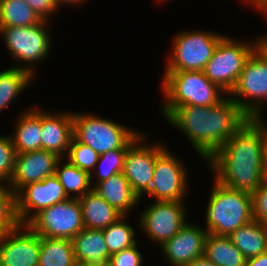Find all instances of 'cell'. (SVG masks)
I'll return each instance as SVG.
<instances>
[{"instance_id":"25","label":"cell","mask_w":267,"mask_h":266,"mask_svg":"<svg viewBox=\"0 0 267 266\" xmlns=\"http://www.w3.org/2000/svg\"><path fill=\"white\" fill-rule=\"evenodd\" d=\"M62 162L63 158L57 163L55 175L69 198L79 199L93 189L89 172L79 169L68 160Z\"/></svg>"},{"instance_id":"15","label":"cell","mask_w":267,"mask_h":266,"mask_svg":"<svg viewBox=\"0 0 267 266\" xmlns=\"http://www.w3.org/2000/svg\"><path fill=\"white\" fill-rule=\"evenodd\" d=\"M40 241L27 224L0 235V266H38Z\"/></svg>"},{"instance_id":"16","label":"cell","mask_w":267,"mask_h":266,"mask_svg":"<svg viewBox=\"0 0 267 266\" xmlns=\"http://www.w3.org/2000/svg\"><path fill=\"white\" fill-rule=\"evenodd\" d=\"M61 159L57 154L44 149L16 153L14 170L8 183L16 194L23 186L39 182L55 175L56 166Z\"/></svg>"},{"instance_id":"42","label":"cell","mask_w":267,"mask_h":266,"mask_svg":"<svg viewBox=\"0 0 267 266\" xmlns=\"http://www.w3.org/2000/svg\"><path fill=\"white\" fill-rule=\"evenodd\" d=\"M74 266H108L107 264H98V263H85L76 261Z\"/></svg>"},{"instance_id":"27","label":"cell","mask_w":267,"mask_h":266,"mask_svg":"<svg viewBox=\"0 0 267 266\" xmlns=\"http://www.w3.org/2000/svg\"><path fill=\"white\" fill-rule=\"evenodd\" d=\"M34 78L28 71L16 66L0 71V112L18 99Z\"/></svg>"},{"instance_id":"26","label":"cell","mask_w":267,"mask_h":266,"mask_svg":"<svg viewBox=\"0 0 267 266\" xmlns=\"http://www.w3.org/2000/svg\"><path fill=\"white\" fill-rule=\"evenodd\" d=\"M75 262L70 239L41 237L38 266H74Z\"/></svg>"},{"instance_id":"4","label":"cell","mask_w":267,"mask_h":266,"mask_svg":"<svg viewBox=\"0 0 267 266\" xmlns=\"http://www.w3.org/2000/svg\"><path fill=\"white\" fill-rule=\"evenodd\" d=\"M206 208V230L210 234L229 236L239 227L252 221L253 197L251 193L232 189L216 179Z\"/></svg>"},{"instance_id":"9","label":"cell","mask_w":267,"mask_h":266,"mask_svg":"<svg viewBox=\"0 0 267 266\" xmlns=\"http://www.w3.org/2000/svg\"><path fill=\"white\" fill-rule=\"evenodd\" d=\"M256 48V39L246 44L225 35L219 41L202 72L212 83L217 84L226 94H229L247 59Z\"/></svg>"},{"instance_id":"24","label":"cell","mask_w":267,"mask_h":266,"mask_svg":"<svg viewBox=\"0 0 267 266\" xmlns=\"http://www.w3.org/2000/svg\"><path fill=\"white\" fill-rule=\"evenodd\" d=\"M204 255L218 266H244L245 257L228 236L208 233Z\"/></svg>"},{"instance_id":"3","label":"cell","mask_w":267,"mask_h":266,"mask_svg":"<svg viewBox=\"0 0 267 266\" xmlns=\"http://www.w3.org/2000/svg\"><path fill=\"white\" fill-rule=\"evenodd\" d=\"M162 77L161 90L165 100L161 112L164 119L180 106H213L225 98L226 92L202 71L164 72Z\"/></svg>"},{"instance_id":"39","label":"cell","mask_w":267,"mask_h":266,"mask_svg":"<svg viewBox=\"0 0 267 266\" xmlns=\"http://www.w3.org/2000/svg\"><path fill=\"white\" fill-rule=\"evenodd\" d=\"M257 48L263 53V55L267 58V34L257 37Z\"/></svg>"},{"instance_id":"6","label":"cell","mask_w":267,"mask_h":266,"mask_svg":"<svg viewBox=\"0 0 267 266\" xmlns=\"http://www.w3.org/2000/svg\"><path fill=\"white\" fill-rule=\"evenodd\" d=\"M49 22L43 20L28 27L0 28V37H4V43L12 59L25 63V66L16 67L28 71L33 77L36 74L34 65L47 59L51 51L52 38L48 31Z\"/></svg>"},{"instance_id":"19","label":"cell","mask_w":267,"mask_h":266,"mask_svg":"<svg viewBox=\"0 0 267 266\" xmlns=\"http://www.w3.org/2000/svg\"><path fill=\"white\" fill-rule=\"evenodd\" d=\"M27 110L19 115L15 130L10 134L16 153L42 149L41 109L30 107Z\"/></svg>"},{"instance_id":"8","label":"cell","mask_w":267,"mask_h":266,"mask_svg":"<svg viewBox=\"0 0 267 266\" xmlns=\"http://www.w3.org/2000/svg\"><path fill=\"white\" fill-rule=\"evenodd\" d=\"M229 94L249 118L262 119V107L267 103V58L258 48L247 59Z\"/></svg>"},{"instance_id":"38","label":"cell","mask_w":267,"mask_h":266,"mask_svg":"<svg viewBox=\"0 0 267 266\" xmlns=\"http://www.w3.org/2000/svg\"><path fill=\"white\" fill-rule=\"evenodd\" d=\"M187 266H218L217 264L210 261L205 255L195 258Z\"/></svg>"},{"instance_id":"11","label":"cell","mask_w":267,"mask_h":266,"mask_svg":"<svg viewBox=\"0 0 267 266\" xmlns=\"http://www.w3.org/2000/svg\"><path fill=\"white\" fill-rule=\"evenodd\" d=\"M184 201H154L138 216V223L149 240L162 246L188 221Z\"/></svg>"},{"instance_id":"23","label":"cell","mask_w":267,"mask_h":266,"mask_svg":"<svg viewBox=\"0 0 267 266\" xmlns=\"http://www.w3.org/2000/svg\"><path fill=\"white\" fill-rule=\"evenodd\" d=\"M228 237L246 260L267 252V225L255 219L239 227Z\"/></svg>"},{"instance_id":"41","label":"cell","mask_w":267,"mask_h":266,"mask_svg":"<svg viewBox=\"0 0 267 266\" xmlns=\"http://www.w3.org/2000/svg\"><path fill=\"white\" fill-rule=\"evenodd\" d=\"M88 1V0H86ZM85 0H56L57 6L60 8V6L62 7L63 4H69L70 6L73 5H77V4H83L84 2H86Z\"/></svg>"},{"instance_id":"37","label":"cell","mask_w":267,"mask_h":266,"mask_svg":"<svg viewBox=\"0 0 267 266\" xmlns=\"http://www.w3.org/2000/svg\"><path fill=\"white\" fill-rule=\"evenodd\" d=\"M244 266H267V252L247 259Z\"/></svg>"},{"instance_id":"32","label":"cell","mask_w":267,"mask_h":266,"mask_svg":"<svg viewBox=\"0 0 267 266\" xmlns=\"http://www.w3.org/2000/svg\"><path fill=\"white\" fill-rule=\"evenodd\" d=\"M64 158H68V161L79 169L91 173L98 162L99 154L88 145L72 137L67 156Z\"/></svg>"},{"instance_id":"12","label":"cell","mask_w":267,"mask_h":266,"mask_svg":"<svg viewBox=\"0 0 267 266\" xmlns=\"http://www.w3.org/2000/svg\"><path fill=\"white\" fill-rule=\"evenodd\" d=\"M182 160L166 148L155 160L150 189L145 193L154 201H184L188 189V173Z\"/></svg>"},{"instance_id":"5","label":"cell","mask_w":267,"mask_h":266,"mask_svg":"<svg viewBox=\"0 0 267 266\" xmlns=\"http://www.w3.org/2000/svg\"><path fill=\"white\" fill-rule=\"evenodd\" d=\"M142 134L92 113H73V137L99 155L113 149L129 148Z\"/></svg>"},{"instance_id":"14","label":"cell","mask_w":267,"mask_h":266,"mask_svg":"<svg viewBox=\"0 0 267 266\" xmlns=\"http://www.w3.org/2000/svg\"><path fill=\"white\" fill-rule=\"evenodd\" d=\"M68 198L56 175L27 184L15 194L17 219L27 224L41 210Z\"/></svg>"},{"instance_id":"31","label":"cell","mask_w":267,"mask_h":266,"mask_svg":"<svg viewBox=\"0 0 267 266\" xmlns=\"http://www.w3.org/2000/svg\"><path fill=\"white\" fill-rule=\"evenodd\" d=\"M16 215L15 193L8 184L0 182V235L19 225Z\"/></svg>"},{"instance_id":"36","label":"cell","mask_w":267,"mask_h":266,"mask_svg":"<svg viewBox=\"0 0 267 266\" xmlns=\"http://www.w3.org/2000/svg\"><path fill=\"white\" fill-rule=\"evenodd\" d=\"M43 20L52 21V14L59 12L56 0H24Z\"/></svg>"},{"instance_id":"10","label":"cell","mask_w":267,"mask_h":266,"mask_svg":"<svg viewBox=\"0 0 267 266\" xmlns=\"http://www.w3.org/2000/svg\"><path fill=\"white\" fill-rule=\"evenodd\" d=\"M27 225L40 237L72 239L84 229L78 198H68L37 213Z\"/></svg>"},{"instance_id":"18","label":"cell","mask_w":267,"mask_h":266,"mask_svg":"<svg viewBox=\"0 0 267 266\" xmlns=\"http://www.w3.org/2000/svg\"><path fill=\"white\" fill-rule=\"evenodd\" d=\"M42 149L63 158L73 137V112L41 109ZM65 154V155H64Z\"/></svg>"},{"instance_id":"29","label":"cell","mask_w":267,"mask_h":266,"mask_svg":"<svg viewBox=\"0 0 267 266\" xmlns=\"http://www.w3.org/2000/svg\"><path fill=\"white\" fill-rule=\"evenodd\" d=\"M126 217L124 215L117 222L102 230L110 254L122 251L138 243L134 227L125 222L128 219Z\"/></svg>"},{"instance_id":"20","label":"cell","mask_w":267,"mask_h":266,"mask_svg":"<svg viewBox=\"0 0 267 266\" xmlns=\"http://www.w3.org/2000/svg\"><path fill=\"white\" fill-rule=\"evenodd\" d=\"M93 190L125 216L141 201L122 172L98 182Z\"/></svg>"},{"instance_id":"30","label":"cell","mask_w":267,"mask_h":266,"mask_svg":"<svg viewBox=\"0 0 267 266\" xmlns=\"http://www.w3.org/2000/svg\"><path fill=\"white\" fill-rule=\"evenodd\" d=\"M127 150L128 148L113 149L99 155L98 162L94 170L90 173L92 187L98 182L109 179L112 175L123 171L124 158ZM93 178L96 180L95 184L92 182L94 180Z\"/></svg>"},{"instance_id":"43","label":"cell","mask_w":267,"mask_h":266,"mask_svg":"<svg viewBox=\"0 0 267 266\" xmlns=\"http://www.w3.org/2000/svg\"><path fill=\"white\" fill-rule=\"evenodd\" d=\"M248 5H252L257 10V0H244Z\"/></svg>"},{"instance_id":"22","label":"cell","mask_w":267,"mask_h":266,"mask_svg":"<svg viewBox=\"0 0 267 266\" xmlns=\"http://www.w3.org/2000/svg\"><path fill=\"white\" fill-rule=\"evenodd\" d=\"M71 241L76 261L107 264L111 254L102 230L84 228Z\"/></svg>"},{"instance_id":"17","label":"cell","mask_w":267,"mask_h":266,"mask_svg":"<svg viewBox=\"0 0 267 266\" xmlns=\"http://www.w3.org/2000/svg\"><path fill=\"white\" fill-rule=\"evenodd\" d=\"M208 232L200 225L187 222L171 239L160 247L171 266H187L204 255Z\"/></svg>"},{"instance_id":"13","label":"cell","mask_w":267,"mask_h":266,"mask_svg":"<svg viewBox=\"0 0 267 266\" xmlns=\"http://www.w3.org/2000/svg\"><path fill=\"white\" fill-rule=\"evenodd\" d=\"M145 139V140H144ZM143 133L127 150L122 173L130 183L133 191L143 198L152 184L155 160L167 148L164 144H145ZM143 142V143H142Z\"/></svg>"},{"instance_id":"7","label":"cell","mask_w":267,"mask_h":266,"mask_svg":"<svg viewBox=\"0 0 267 266\" xmlns=\"http://www.w3.org/2000/svg\"><path fill=\"white\" fill-rule=\"evenodd\" d=\"M224 36L214 31L182 30L173 38L164 72L202 71Z\"/></svg>"},{"instance_id":"1","label":"cell","mask_w":267,"mask_h":266,"mask_svg":"<svg viewBox=\"0 0 267 266\" xmlns=\"http://www.w3.org/2000/svg\"><path fill=\"white\" fill-rule=\"evenodd\" d=\"M264 119L249 118L206 162L226 187L253 193L264 175Z\"/></svg>"},{"instance_id":"2","label":"cell","mask_w":267,"mask_h":266,"mask_svg":"<svg viewBox=\"0 0 267 266\" xmlns=\"http://www.w3.org/2000/svg\"><path fill=\"white\" fill-rule=\"evenodd\" d=\"M249 119L230 96L213 106L184 105L166 118L185 134L202 160L209 158Z\"/></svg>"},{"instance_id":"33","label":"cell","mask_w":267,"mask_h":266,"mask_svg":"<svg viewBox=\"0 0 267 266\" xmlns=\"http://www.w3.org/2000/svg\"><path fill=\"white\" fill-rule=\"evenodd\" d=\"M16 151L10 135H0V182L8 184L14 170Z\"/></svg>"},{"instance_id":"28","label":"cell","mask_w":267,"mask_h":266,"mask_svg":"<svg viewBox=\"0 0 267 266\" xmlns=\"http://www.w3.org/2000/svg\"><path fill=\"white\" fill-rule=\"evenodd\" d=\"M42 21L24 0H0V28L28 27Z\"/></svg>"},{"instance_id":"35","label":"cell","mask_w":267,"mask_h":266,"mask_svg":"<svg viewBox=\"0 0 267 266\" xmlns=\"http://www.w3.org/2000/svg\"><path fill=\"white\" fill-rule=\"evenodd\" d=\"M252 197L254 219L267 225V180L252 193Z\"/></svg>"},{"instance_id":"34","label":"cell","mask_w":267,"mask_h":266,"mask_svg":"<svg viewBox=\"0 0 267 266\" xmlns=\"http://www.w3.org/2000/svg\"><path fill=\"white\" fill-rule=\"evenodd\" d=\"M139 244L111 254L107 262L108 266H142V253L137 248Z\"/></svg>"},{"instance_id":"40","label":"cell","mask_w":267,"mask_h":266,"mask_svg":"<svg viewBox=\"0 0 267 266\" xmlns=\"http://www.w3.org/2000/svg\"><path fill=\"white\" fill-rule=\"evenodd\" d=\"M265 141H264V175L267 180V124L265 123Z\"/></svg>"},{"instance_id":"21","label":"cell","mask_w":267,"mask_h":266,"mask_svg":"<svg viewBox=\"0 0 267 266\" xmlns=\"http://www.w3.org/2000/svg\"><path fill=\"white\" fill-rule=\"evenodd\" d=\"M79 202L84 228L103 230L124 216L93 189L80 197Z\"/></svg>"}]
</instances>
